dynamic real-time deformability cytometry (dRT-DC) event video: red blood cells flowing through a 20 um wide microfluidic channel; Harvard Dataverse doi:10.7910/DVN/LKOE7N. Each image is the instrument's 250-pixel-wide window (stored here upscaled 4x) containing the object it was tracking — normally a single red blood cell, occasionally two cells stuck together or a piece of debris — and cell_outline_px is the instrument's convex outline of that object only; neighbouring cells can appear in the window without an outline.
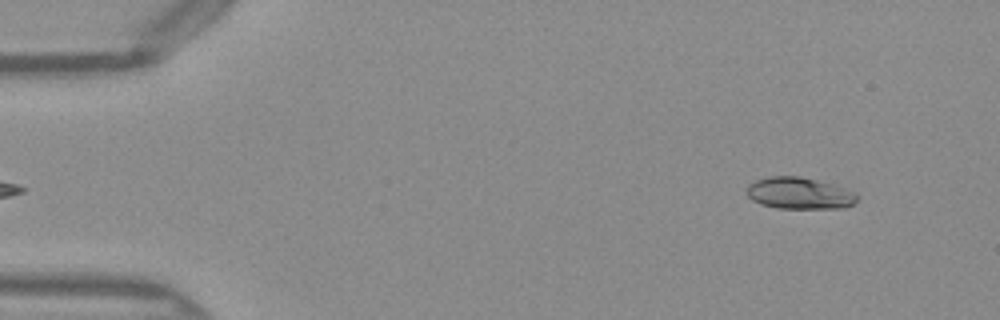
{"species": "Egyptian fruit bat (a non-hibernating species)", "species_latin": "Rousettus aegyptiacus", "temperature_condition": "warm", "stored_images_in_passage": 47, "camera_frame_rate_fps": 3000, "um_per_image_px": 0.085, "frame": {"image": 1, "passage_image": 2, "time_ms": 0.333, "image_size_px": [1000, 320], "cell_outline_px": [[860, 196], [852, 204], [844, 208], [776, 208], [760, 204], [752, 200], [748, 196], [748, 184], [756, 180], [768, 176], [800, 176], [816, 180], [844, 188], [856, 192]], "centroid_in_image_um": [67.95, 16.43], "position_along_channel_um": 17.1, "area_um2": 20.35}}
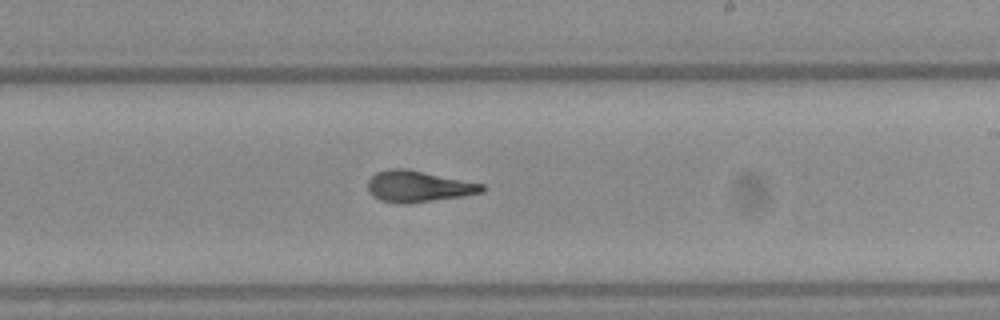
{"frame": {"image": 2, "passage_image": 27, "time_ms": 8.667, "image_size_px": [1000, 320], "cell_outline_px": [[484, 192], [464, 196], [408, 204], [400, 204], [380, 200], [372, 196], [368, 192], [368, 180], [376, 172], [392, 168], [408, 168], [484, 184]], "centroid_in_image_um": [35.55, 15.84], "position_along_channel_um": 253.5, "area_um2": 21.1}}
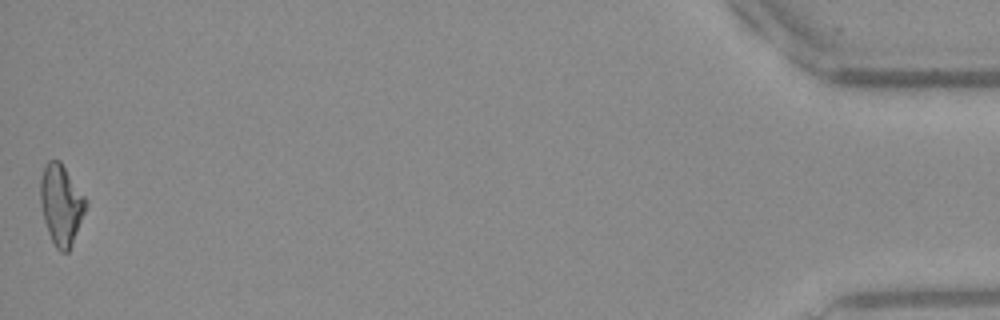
{"frame": {"image": 3, "passage_image": 47, "time_ms": 15.333, "image_size_px": [1000, 320], "cell_outline_px": [[88, 204], [72, 244], [68, 252], [60, 252], [56, 248], [48, 232], [44, 220], [40, 204], [40, 180], [44, 168], [48, 160], [60, 160], [88, 200]], "centroid_in_image_um": [5.21, 17.38], "position_along_channel_um": 430.0, "area_um2": 21.33}, "authors_computed_cell_mechanics": {"area_um2": 20.4034, "velocity_mm_per_s": 4.0717, "shape_relaxation_time_tau1_ms": null, "shape_relaxation_time_tau2_ms": 0.9852, "deformation_change_tau1": null, "deformation_change_tau2": 0.0808}}